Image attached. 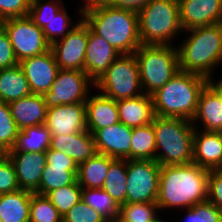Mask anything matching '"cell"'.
<instances>
[{
    "mask_svg": "<svg viewBox=\"0 0 222 222\" xmlns=\"http://www.w3.org/2000/svg\"><path fill=\"white\" fill-rule=\"evenodd\" d=\"M9 37L3 28H0V69L18 65Z\"/></svg>",
    "mask_w": 222,
    "mask_h": 222,
    "instance_id": "cell-43",
    "label": "cell"
},
{
    "mask_svg": "<svg viewBox=\"0 0 222 222\" xmlns=\"http://www.w3.org/2000/svg\"><path fill=\"white\" fill-rule=\"evenodd\" d=\"M31 94L29 82L19 64L0 69V101L10 103Z\"/></svg>",
    "mask_w": 222,
    "mask_h": 222,
    "instance_id": "cell-29",
    "label": "cell"
},
{
    "mask_svg": "<svg viewBox=\"0 0 222 222\" xmlns=\"http://www.w3.org/2000/svg\"><path fill=\"white\" fill-rule=\"evenodd\" d=\"M103 0H85V4H83L84 6L80 7L78 13H82L85 10L94 7L95 5H97L99 2H101Z\"/></svg>",
    "mask_w": 222,
    "mask_h": 222,
    "instance_id": "cell-45",
    "label": "cell"
},
{
    "mask_svg": "<svg viewBox=\"0 0 222 222\" xmlns=\"http://www.w3.org/2000/svg\"><path fill=\"white\" fill-rule=\"evenodd\" d=\"M150 0H103V2L118 8L132 9L139 11L144 7Z\"/></svg>",
    "mask_w": 222,
    "mask_h": 222,
    "instance_id": "cell-44",
    "label": "cell"
},
{
    "mask_svg": "<svg viewBox=\"0 0 222 222\" xmlns=\"http://www.w3.org/2000/svg\"><path fill=\"white\" fill-rule=\"evenodd\" d=\"M32 192L17 190L0 194V219L2 222H29Z\"/></svg>",
    "mask_w": 222,
    "mask_h": 222,
    "instance_id": "cell-28",
    "label": "cell"
},
{
    "mask_svg": "<svg viewBox=\"0 0 222 222\" xmlns=\"http://www.w3.org/2000/svg\"><path fill=\"white\" fill-rule=\"evenodd\" d=\"M50 148L71 157L77 165L98 153L93 134L88 130L70 135L51 136Z\"/></svg>",
    "mask_w": 222,
    "mask_h": 222,
    "instance_id": "cell-23",
    "label": "cell"
},
{
    "mask_svg": "<svg viewBox=\"0 0 222 222\" xmlns=\"http://www.w3.org/2000/svg\"><path fill=\"white\" fill-rule=\"evenodd\" d=\"M208 82L203 76L179 71L151 95L155 116L192 121L197 112L199 95Z\"/></svg>",
    "mask_w": 222,
    "mask_h": 222,
    "instance_id": "cell-4",
    "label": "cell"
},
{
    "mask_svg": "<svg viewBox=\"0 0 222 222\" xmlns=\"http://www.w3.org/2000/svg\"><path fill=\"white\" fill-rule=\"evenodd\" d=\"M31 0H0V16L5 19L28 16Z\"/></svg>",
    "mask_w": 222,
    "mask_h": 222,
    "instance_id": "cell-41",
    "label": "cell"
},
{
    "mask_svg": "<svg viewBox=\"0 0 222 222\" xmlns=\"http://www.w3.org/2000/svg\"><path fill=\"white\" fill-rule=\"evenodd\" d=\"M115 159L97 153L78 165L77 182L82 189H99L104 185L108 168Z\"/></svg>",
    "mask_w": 222,
    "mask_h": 222,
    "instance_id": "cell-27",
    "label": "cell"
},
{
    "mask_svg": "<svg viewBox=\"0 0 222 222\" xmlns=\"http://www.w3.org/2000/svg\"><path fill=\"white\" fill-rule=\"evenodd\" d=\"M152 124L156 137L155 160L161 166L193 163L195 123L184 118L155 116ZM160 149L162 153L158 152Z\"/></svg>",
    "mask_w": 222,
    "mask_h": 222,
    "instance_id": "cell-5",
    "label": "cell"
},
{
    "mask_svg": "<svg viewBox=\"0 0 222 222\" xmlns=\"http://www.w3.org/2000/svg\"><path fill=\"white\" fill-rule=\"evenodd\" d=\"M20 189L35 193L47 164L45 152H8Z\"/></svg>",
    "mask_w": 222,
    "mask_h": 222,
    "instance_id": "cell-19",
    "label": "cell"
},
{
    "mask_svg": "<svg viewBox=\"0 0 222 222\" xmlns=\"http://www.w3.org/2000/svg\"><path fill=\"white\" fill-rule=\"evenodd\" d=\"M89 27L81 18L62 39L50 45L59 69L84 71Z\"/></svg>",
    "mask_w": 222,
    "mask_h": 222,
    "instance_id": "cell-13",
    "label": "cell"
},
{
    "mask_svg": "<svg viewBox=\"0 0 222 222\" xmlns=\"http://www.w3.org/2000/svg\"><path fill=\"white\" fill-rule=\"evenodd\" d=\"M94 83V88L115 101L143 94L139 65L134 54H121Z\"/></svg>",
    "mask_w": 222,
    "mask_h": 222,
    "instance_id": "cell-8",
    "label": "cell"
},
{
    "mask_svg": "<svg viewBox=\"0 0 222 222\" xmlns=\"http://www.w3.org/2000/svg\"><path fill=\"white\" fill-rule=\"evenodd\" d=\"M47 164L43 170L38 190L39 195L71 185L77 180L78 165L63 152L49 148L46 152Z\"/></svg>",
    "mask_w": 222,
    "mask_h": 222,
    "instance_id": "cell-14",
    "label": "cell"
},
{
    "mask_svg": "<svg viewBox=\"0 0 222 222\" xmlns=\"http://www.w3.org/2000/svg\"><path fill=\"white\" fill-rule=\"evenodd\" d=\"M29 82L32 94L44 95L51 88L59 66L51 49L40 55H36L19 62Z\"/></svg>",
    "mask_w": 222,
    "mask_h": 222,
    "instance_id": "cell-15",
    "label": "cell"
},
{
    "mask_svg": "<svg viewBox=\"0 0 222 222\" xmlns=\"http://www.w3.org/2000/svg\"><path fill=\"white\" fill-rule=\"evenodd\" d=\"M188 35L177 46L179 69L213 81V69L222 63V23L186 30ZM190 32V34H189Z\"/></svg>",
    "mask_w": 222,
    "mask_h": 222,
    "instance_id": "cell-3",
    "label": "cell"
},
{
    "mask_svg": "<svg viewBox=\"0 0 222 222\" xmlns=\"http://www.w3.org/2000/svg\"><path fill=\"white\" fill-rule=\"evenodd\" d=\"M132 129L118 122L93 133L97 152L114 159L130 160Z\"/></svg>",
    "mask_w": 222,
    "mask_h": 222,
    "instance_id": "cell-18",
    "label": "cell"
},
{
    "mask_svg": "<svg viewBox=\"0 0 222 222\" xmlns=\"http://www.w3.org/2000/svg\"><path fill=\"white\" fill-rule=\"evenodd\" d=\"M209 172L195 163L161 166L156 202L159 210L188 209L207 201Z\"/></svg>",
    "mask_w": 222,
    "mask_h": 222,
    "instance_id": "cell-1",
    "label": "cell"
},
{
    "mask_svg": "<svg viewBox=\"0 0 222 222\" xmlns=\"http://www.w3.org/2000/svg\"><path fill=\"white\" fill-rule=\"evenodd\" d=\"M143 93L152 95L179 71L177 47L142 44L135 52Z\"/></svg>",
    "mask_w": 222,
    "mask_h": 222,
    "instance_id": "cell-7",
    "label": "cell"
},
{
    "mask_svg": "<svg viewBox=\"0 0 222 222\" xmlns=\"http://www.w3.org/2000/svg\"><path fill=\"white\" fill-rule=\"evenodd\" d=\"M8 105L19 130L45 124L48 108L43 95L31 94L11 101Z\"/></svg>",
    "mask_w": 222,
    "mask_h": 222,
    "instance_id": "cell-25",
    "label": "cell"
},
{
    "mask_svg": "<svg viewBox=\"0 0 222 222\" xmlns=\"http://www.w3.org/2000/svg\"><path fill=\"white\" fill-rule=\"evenodd\" d=\"M193 163L208 170L222 166V132L204 131L194 126Z\"/></svg>",
    "mask_w": 222,
    "mask_h": 222,
    "instance_id": "cell-22",
    "label": "cell"
},
{
    "mask_svg": "<svg viewBox=\"0 0 222 222\" xmlns=\"http://www.w3.org/2000/svg\"><path fill=\"white\" fill-rule=\"evenodd\" d=\"M50 143L51 134L45 124L25 127L18 131L15 144L8 152H46Z\"/></svg>",
    "mask_w": 222,
    "mask_h": 222,
    "instance_id": "cell-30",
    "label": "cell"
},
{
    "mask_svg": "<svg viewBox=\"0 0 222 222\" xmlns=\"http://www.w3.org/2000/svg\"><path fill=\"white\" fill-rule=\"evenodd\" d=\"M156 137L152 123L132 129L130 160H155Z\"/></svg>",
    "mask_w": 222,
    "mask_h": 222,
    "instance_id": "cell-32",
    "label": "cell"
},
{
    "mask_svg": "<svg viewBox=\"0 0 222 222\" xmlns=\"http://www.w3.org/2000/svg\"><path fill=\"white\" fill-rule=\"evenodd\" d=\"M88 27L120 54H134L142 45L138 11L118 8L101 1L81 13Z\"/></svg>",
    "mask_w": 222,
    "mask_h": 222,
    "instance_id": "cell-2",
    "label": "cell"
},
{
    "mask_svg": "<svg viewBox=\"0 0 222 222\" xmlns=\"http://www.w3.org/2000/svg\"><path fill=\"white\" fill-rule=\"evenodd\" d=\"M157 203H125L120 205L116 222H149L156 218Z\"/></svg>",
    "mask_w": 222,
    "mask_h": 222,
    "instance_id": "cell-35",
    "label": "cell"
},
{
    "mask_svg": "<svg viewBox=\"0 0 222 222\" xmlns=\"http://www.w3.org/2000/svg\"><path fill=\"white\" fill-rule=\"evenodd\" d=\"M149 222H168V221H164L163 219L161 220V218L156 217L153 220L149 221Z\"/></svg>",
    "mask_w": 222,
    "mask_h": 222,
    "instance_id": "cell-47",
    "label": "cell"
},
{
    "mask_svg": "<svg viewBox=\"0 0 222 222\" xmlns=\"http://www.w3.org/2000/svg\"><path fill=\"white\" fill-rule=\"evenodd\" d=\"M161 165L156 160H127L126 203H156Z\"/></svg>",
    "mask_w": 222,
    "mask_h": 222,
    "instance_id": "cell-9",
    "label": "cell"
},
{
    "mask_svg": "<svg viewBox=\"0 0 222 222\" xmlns=\"http://www.w3.org/2000/svg\"><path fill=\"white\" fill-rule=\"evenodd\" d=\"M8 156V150L0 144V160Z\"/></svg>",
    "mask_w": 222,
    "mask_h": 222,
    "instance_id": "cell-46",
    "label": "cell"
},
{
    "mask_svg": "<svg viewBox=\"0 0 222 222\" xmlns=\"http://www.w3.org/2000/svg\"><path fill=\"white\" fill-rule=\"evenodd\" d=\"M94 84L84 71L59 69L50 90L43 95L47 108L86 102Z\"/></svg>",
    "mask_w": 222,
    "mask_h": 222,
    "instance_id": "cell-11",
    "label": "cell"
},
{
    "mask_svg": "<svg viewBox=\"0 0 222 222\" xmlns=\"http://www.w3.org/2000/svg\"><path fill=\"white\" fill-rule=\"evenodd\" d=\"M197 120L203 123L204 131L222 132V89L217 82L209 81L202 89L192 122Z\"/></svg>",
    "mask_w": 222,
    "mask_h": 222,
    "instance_id": "cell-20",
    "label": "cell"
},
{
    "mask_svg": "<svg viewBox=\"0 0 222 222\" xmlns=\"http://www.w3.org/2000/svg\"><path fill=\"white\" fill-rule=\"evenodd\" d=\"M142 44L171 45L170 40L184 32L178 0H150L138 11Z\"/></svg>",
    "mask_w": 222,
    "mask_h": 222,
    "instance_id": "cell-6",
    "label": "cell"
},
{
    "mask_svg": "<svg viewBox=\"0 0 222 222\" xmlns=\"http://www.w3.org/2000/svg\"><path fill=\"white\" fill-rule=\"evenodd\" d=\"M28 17L42 29L50 45L64 38L77 24H72L62 0H31Z\"/></svg>",
    "mask_w": 222,
    "mask_h": 222,
    "instance_id": "cell-12",
    "label": "cell"
},
{
    "mask_svg": "<svg viewBox=\"0 0 222 222\" xmlns=\"http://www.w3.org/2000/svg\"><path fill=\"white\" fill-rule=\"evenodd\" d=\"M117 108L120 122L131 128L152 123L155 117L153 98L145 93L117 101Z\"/></svg>",
    "mask_w": 222,
    "mask_h": 222,
    "instance_id": "cell-26",
    "label": "cell"
},
{
    "mask_svg": "<svg viewBox=\"0 0 222 222\" xmlns=\"http://www.w3.org/2000/svg\"><path fill=\"white\" fill-rule=\"evenodd\" d=\"M45 125L51 136L70 135L87 130L85 102L48 108Z\"/></svg>",
    "mask_w": 222,
    "mask_h": 222,
    "instance_id": "cell-16",
    "label": "cell"
},
{
    "mask_svg": "<svg viewBox=\"0 0 222 222\" xmlns=\"http://www.w3.org/2000/svg\"><path fill=\"white\" fill-rule=\"evenodd\" d=\"M184 222H222V212L208 201L185 210Z\"/></svg>",
    "mask_w": 222,
    "mask_h": 222,
    "instance_id": "cell-38",
    "label": "cell"
},
{
    "mask_svg": "<svg viewBox=\"0 0 222 222\" xmlns=\"http://www.w3.org/2000/svg\"><path fill=\"white\" fill-rule=\"evenodd\" d=\"M47 197L62 217L79 201L82 200V188L77 180L71 184L48 192Z\"/></svg>",
    "mask_w": 222,
    "mask_h": 222,
    "instance_id": "cell-34",
    "label": "cell"
},
{
    "mask_svg": "<svg viewBox=\"0 0 222 222\" xmlns=\"http://www.w3.org/2000/svg\"><path fill=\"white\" fill-rule=\"evenodd\" d=\"M207 201L222 210V170H210Z\"/></svg>",
    "mask_w": 222,
    "mask_h": 222,
    "instance_id": "cell-42",
    "label": "cell"
},
{
    "mask_svg": "<svg viewBox=\"0 0 222 222\" xmlns=\"http://www.w3.org/2000/svg\"><path fill=\"white\" fill-rule=\"evenodd\" d=\"M18 131L8 103L0 101V144L8 151L13 148Z\"/></svg>",
    "mask_w": 222,
    "mask_h": 222,
    "instance_id": "cell-37",
    "label": "cell"
},
{
    "mask_svg": "<svg viewBox=\"0 0 222 222\" xmlns=\"http://www.w3.org/2000/svg\"><path fill=\"white\" fill-rule=\"evenodd\" d=\"M29 222H62V215L47 197L32 193Z\"/></svg>",
    "mask_w": 222,
    "mask_h": 222,
    "instance_id": "cell-36",
    "label": "cell"
},
{
    "mask_svg": "<svg viewBox=\"0 0 222 222\" xmlns=\"http://www.w3.org/2000/svg\"><path fill=\"white\" fill-rule=\"evenodd\" d=\"M102 189L120 206L126 203L127 160L115 159L109 166Z\"/></svg>",
    "mask_w": 222,
    "mask_h": 222,
    "instance_id": "cell-31",
    "label": "cell"
},
{
    "mask_svg": "<svg viewBox=\"0 0 222 222\" xmlns=\"http://www.w3.org/2000/svg\"><path fill=\"white\" fill-rule=\"evenodd\" d=\"M3 18L0 16V28H2V26H3Z\"/></svg>",
    "mask_w": 222,
    "mask_h": 222,
    "instance_id": "cell-48",
    "label": "cell"
},
{
    "mask_svg": "<svg viewBox=\"0 0 222 222\" xmlns=\"http://www.w3.org/2000/svg\"><path fill=\"white\" fill-rule=\"evenodd\" d=\"M121 54L89 28L84 72L95 82Z\"/></svg>",
    "mask_w": 222,
    "mask_h": 222,
    "instance_id": "cell-21",
    "label": "cell"
},
{
    "mask_svg": "<svg viewBox=\"0 0 222 222\" xmlns=\"http://www.w3.org/2000/svg\"><path fill=\"white\" fill-rule=\"evenodd\" d=\"M82 201L104 216L109 222L117 221L120 206L102 188L82 189Z\"/></svg>",
    "mask_w": 222,
    "mask_h": 222,
    "instance_id": "cell-33",
    "label": "cell"
},
{
    "mask_svg": "<svg viewBox=\"0 0 222 222\" xmlns=\"http://www.w3.org/2000/svg\"><path fill=\"white\" fill-rule=\"evenodd\" d=\"M2 28L9 37L18 62L50 49L42 29L28 16L5 19Z\"/></svg>",
    "mask_w": 222,
    "mask_h": 222,
    "instance_id": "cell-10",
    "label": "cell"
},
{
    "mask_svg": "<svg viewBox=\"0 0 222 222\" xmlns=\"http://www.w3.org/2000/svg\"><path fill=\"white\" fill-rule=\"evenodd\" d=\"M217 85L222 89V79L218 81Z\"/></svg>",
    "mask_w": 222,
    "mask_h": 222,
    "instance_id": "cell-49",
    "label": "cell"
},
{
    "mask_svg": "<svg viewBox=\"0 0 222 222\" xmlns=\"http://www.w3.org/2000/svg\"><path fill=\"white\" fill-rule=\"evenodd\" d=\"M62 222H109L84 201L76 203L63 217Z\"/></svg>",
    "mask_w": 222,
    "mask_h": 222,
    "instance_id": "cell-39",
    "label": "cell"
},
{
    "mask_svg": "<svg viewBox=\"0 0 222 222\" xmlns=\"http://www.w3.org/2000/svg\"><path fill=\"white\" fill-rule=\"evenodd\" d=\"M20 190L14 166L9 157L0 160V194Z\"/></svg>",
    "mask_w": 222,
    "mask_h": 222,
    "instance_id": "cell-40",
    "label": "cell"
},
{
    "mask_svg": "<svg viewBox=\"0 0 222 222\" xmlns=\"http://www.w3.org/2000/svg\"><path fill=\"white\" fill-rule=\"evenodd\" d=\"M183 30L222 23V0H178Z\"/></svg>",
    "mask_w": 222,
    "mask_h": 222,
    "instance_id": "cell-17",
    "label": "cell"
},
{
    "mask_svg": "<svg viewBox=\"0 0 222 222\" xmlns=\"http://www.w3.org/2000/svg\"><path fill=\"white\" fill-rule=\"evenodd\" d=\"M85 107L86 128L91 134L120 122L117 101L102 93L88 95Z\"/></svg>",
    "mask_w": 222,
    "mask_h": 222,
    "instance_id": "cell-24",
    "label": "cell"
}]
</instances>
